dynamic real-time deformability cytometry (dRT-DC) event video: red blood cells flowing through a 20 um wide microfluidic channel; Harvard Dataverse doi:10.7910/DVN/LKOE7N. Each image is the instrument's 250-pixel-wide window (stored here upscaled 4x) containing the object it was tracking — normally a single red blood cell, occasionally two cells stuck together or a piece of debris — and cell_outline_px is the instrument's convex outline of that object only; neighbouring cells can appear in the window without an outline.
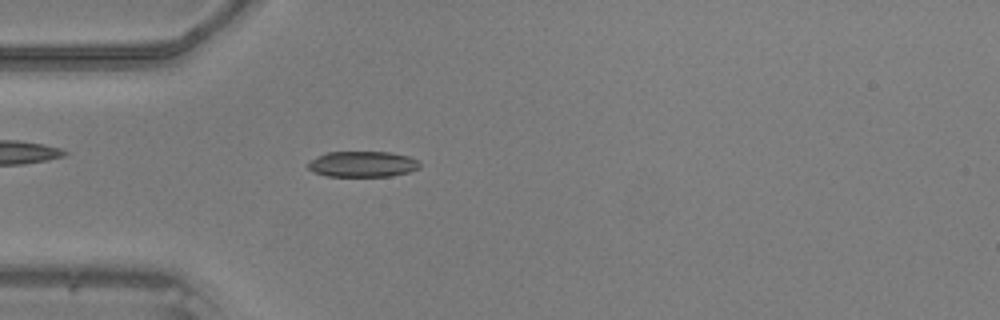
{"species": "common noctule bat (a hibernating species)", "species_latin": "Nyctalus noctula", "temperature_condition": "warm", "stored_images_in_passage": 48, "camera_frame_rate_fps": 3000, "um_per_image_px": 0.085, "animal": {"sex": "male", "body_mass_g": 20.5, "forearm_length_mm": 52.5}, "frame": {"image": 1, "passage_image": 14, "time_ms": 4.333, "image_size_px": [1000, 320], "cell_outline_px": [[420, 168], [408, 172], [392, 176], [328, 176], [316, 172], [308, 168], [308, 164], [312, 160], [324, 152], [388, 152], [408, 156], [420, 160]], "centroid_in_image_um": [30.87, 13.94], "position_along_channel_um": 54.1, "area_um2": 16.7}}
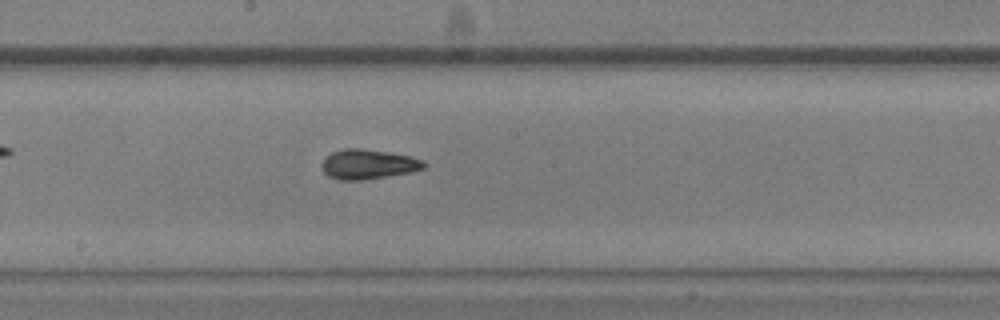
{"frame": {"image": 2, "passage_image": 26, "time_ms": 8.333, "image_size_px": [1000, 320], "cell_outline_px": [[428, 164], [424, 168], [408, 172], [360, 180], [336, 180], [328, 176], [324, 172], [320, 164], [332, 152], [344, 148], [360, 148], [388, 152], [412, 156], [424, 160]], "centroid_in_image_um": [31.29, 13.95], "position_along_channel_um": 216.9, "area_um2": 17.63}}
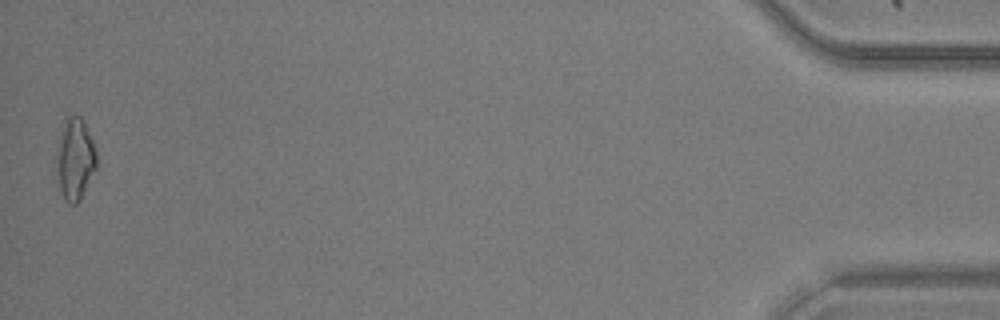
{"frame": {"image": 3, "passage_image": 48, "time_ms": 15.667, "image_size_px": [1000, 320], "cell_outline_px": [[96, 168], [80, 200], [76, 204], [68, 204], [64, 200], [60, 188], [56, 160], [56, 148], [68, 116], [80, 116], [84, 120], [92, 140], [96, 152]], "centroid_in_image_um": [6.38, 13.55], "position_along_channel_um": 428.8, "area_um2": 18.73}}